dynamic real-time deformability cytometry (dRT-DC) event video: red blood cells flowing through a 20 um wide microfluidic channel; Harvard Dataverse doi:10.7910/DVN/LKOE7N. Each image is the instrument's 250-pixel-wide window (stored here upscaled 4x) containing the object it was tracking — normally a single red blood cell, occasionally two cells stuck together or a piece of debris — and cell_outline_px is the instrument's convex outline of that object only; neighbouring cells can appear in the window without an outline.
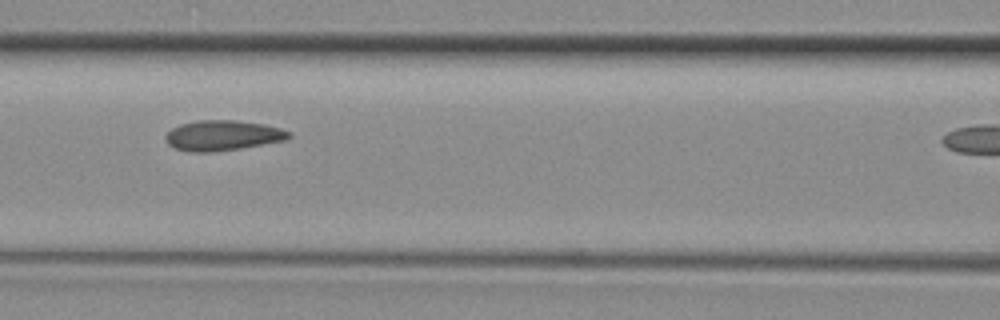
{"species": "common noctule bat (a hibernating species)", "species_latin": "Nyctalus noctula", "temperature_condition": "room temperature", "stored_images_in_passage": 12, "camera_frame_rate_fps": 3000, "um_per_image_px": 0.085, "animal": {"sex": "female", "body_mass_g": 29.2, "forearm_length_mm": 56.3}, "frame": {"image": 1, "passage_image": 9, "time_ms": 2.667, "image_size_px": [1000, 320], "cell_outline_px": [[292, 136], [288, 140], [240, 148], [212, 152], [192, 152], [176, 148], [168, 144], [164, 136], [172, 128], [180, 124], [196, 120], [236, 120], [264, 124], [280, 128], [292, 132]], "centroid_in_image_um": [18.96, 11.5], "position_along_channel_um": 147.6, "area_um2": 21.85}}